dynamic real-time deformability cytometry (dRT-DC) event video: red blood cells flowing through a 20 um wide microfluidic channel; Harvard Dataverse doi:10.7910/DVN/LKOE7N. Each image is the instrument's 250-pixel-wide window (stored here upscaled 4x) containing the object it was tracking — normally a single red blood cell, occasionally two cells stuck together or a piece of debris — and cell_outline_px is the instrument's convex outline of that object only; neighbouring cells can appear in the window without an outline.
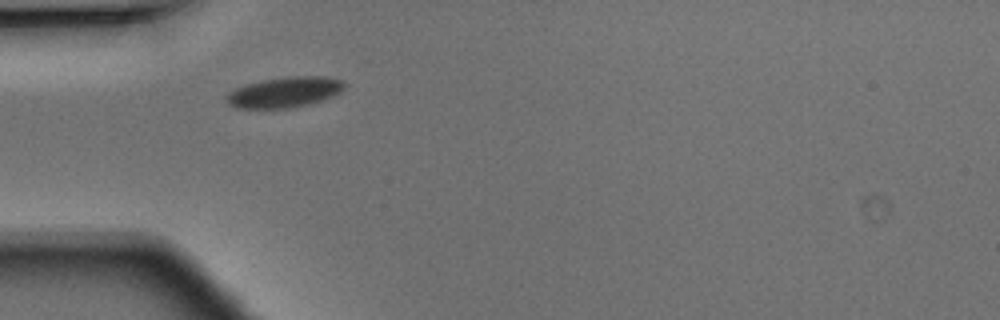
{"species": "Egyptian fruit bat (a non-hibernating species)", "species_latin": "Rousettus aegyptiacus", "temperature_condition": "warm", "stored_images_in_passage": 31, "camera_frame_rate_fps": 3000, "um_per_image_px": 0.085, "animal": {"sex": "male"}, "frame": {"image": 1, "passage_image": 1, "time_ms": 0.0, "image_size_px": [1000, 320], "cell_outline_px": [[344, 88], [340, 92], [332, 96], [308, 104], [288, 108], [236, 108], [228, 104], [224, 96], [228, 92], [236, 88], [248, 84], [264, 80], [292, 76], [324, 76], [340, 80], [344, 84]], "centroid_in_image_um": [24.15, 7.84], "position_along_channel_um": 60.9, "area_um2": 20.69}}
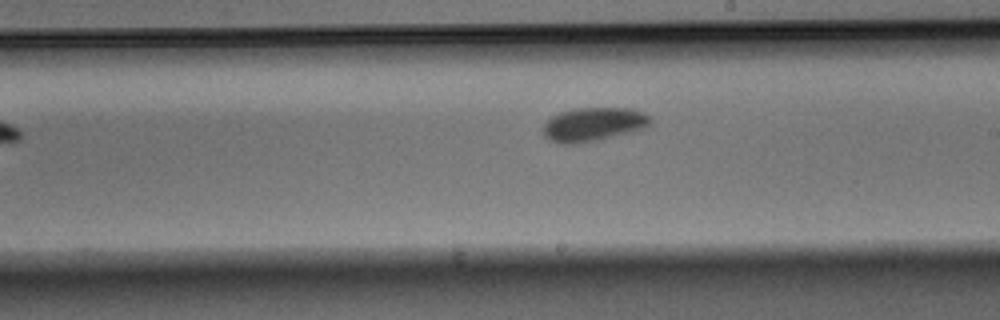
{"frame": {"image": 2, "passage_image": 14, "time_ms": 4.333, "image_size_px": [1000, 320], "cell_outline_px": [[652, 124], [644, 128], [632, 132], [600, 140], [572, 144], [560, 144], [548, 140], [544, 136], [544, 124], [552, 116], [560, 112], [576, 108], [632, 108], [644, 112], [652, 116]], "centroid_in_image_um": [50.49, 10.57], "position_along_channel_um": 238.5, "area_um2": 21.44}}
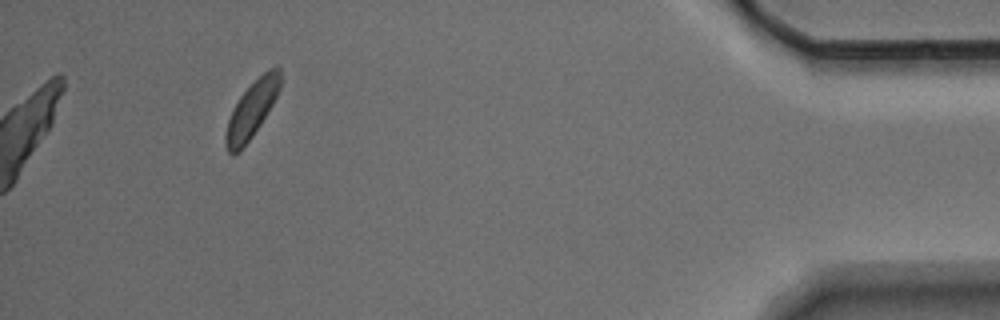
{"frame": {"image": 3, "passage_image": 31, "time_ms": 10.0, "image_size_px": [1000, 320], "cell_outline_px": [[280, 88], [272, 104], [260, 124], [252, 136], [240, 152], [232, 156], [228, 152], [224, 144], [224, 136], [228, 120], [232, 108], [240, 96], [268, 68], [280, 68]], "centroid_in_image_um": [21.35, 9.38], "position_along_channel_um": 413.9, "area_um2": 17.69}}